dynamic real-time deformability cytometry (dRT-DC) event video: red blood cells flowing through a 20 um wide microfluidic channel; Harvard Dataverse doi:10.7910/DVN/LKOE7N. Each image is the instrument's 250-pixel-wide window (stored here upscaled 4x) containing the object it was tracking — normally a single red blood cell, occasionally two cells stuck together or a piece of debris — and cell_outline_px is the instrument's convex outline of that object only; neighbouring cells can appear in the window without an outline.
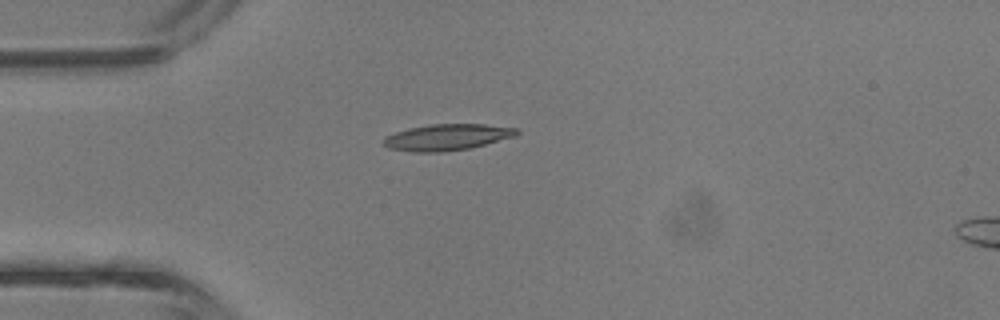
{"species": "common noctule bat (a hibernating species)", "species_latin": "Nyctalus noctula", "temperature_condition": "room temperature", "stored_images_in_passage": 2, "camera_frame_rate_fps": 3000, "um_per_image_px": 0.085, "animal": {"sex": "male", "body_mass_g": 13.3}, "frame": {"image": 1, "passage_image": 2, "time_ms": 0.333, "image_size_px": [1000, 320], "cell_outline_px": [[520, 132], [516, 136], [468, 148], [444, 152], [412, 152], [388, 148], [384, 144], [384, 136], [408, 128], [428, 124], [484, 124], [520, 128]], "centroid_in_image_um": [38.01, 11.65], "position_along_channel_um": 47.0, "area_um2": 20.46}}